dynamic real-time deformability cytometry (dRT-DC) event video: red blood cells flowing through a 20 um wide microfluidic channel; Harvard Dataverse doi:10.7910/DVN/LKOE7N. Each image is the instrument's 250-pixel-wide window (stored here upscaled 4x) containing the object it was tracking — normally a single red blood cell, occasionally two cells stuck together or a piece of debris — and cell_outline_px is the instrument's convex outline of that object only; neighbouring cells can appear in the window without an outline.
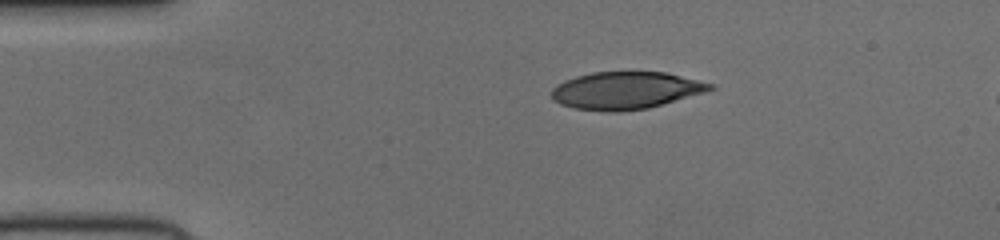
{"species": "human", "species_latin": "Homo sapiens", "temperature_condition": "cold", "stored_images_in_passage": 42, "camera_frame_rate_fps": 3000, "um_per_image_px": 0.085, "donor": {"sex": "female"}, "frame": {"image": 1, "passage_image": 1, "time_ms": 0.0, "image_size_px": [1000, 240], "cell_outline_px": [[716, 88], [704, 92], [648, 108], [616, 112], [612, 112], [576, 108], [560, 104], [552, 100], [552, 88], [564, 80], [576, 76], [592, 72], [664, 72], [712, 84]], "centroid_in_image_um": [53.14, 7.69], "position_along_channel_um": 31.9, "area_um2": 34.1}}
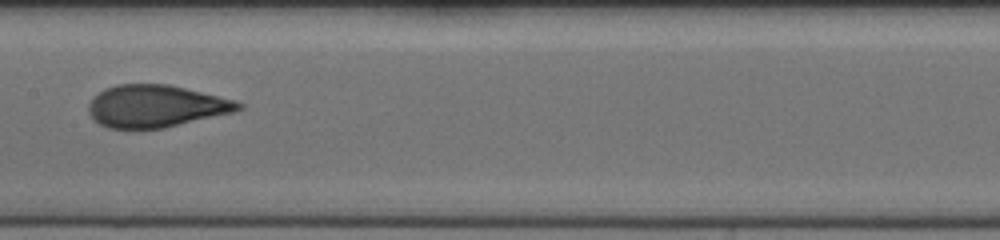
{"frame": {"image": 2, "passage_image": 17, "time_ms": 5.333, "image_size_px": [1000, 240], "cell_outline_px": [[244, 108], [232, 112], [164, 128], [108, 128], [100, 124], [88, 112], [88, 104], [104, 88], [116, 84], [168, 84], [236, 100], [244, 104]], "centroid_in_image_um": [13.26, 9.01], "position_along_channel_um": 194.1, "area_um2": 36.59}}
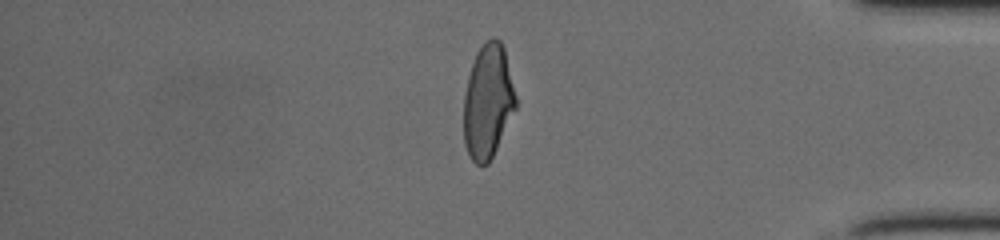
{"frame": {"image": 3, "passage_image": 34, "time_ms": 11.0, "image_size_px": [1000, 240], "cell_outline_px": [[516, 108], [488, 164], [480, 168], [472, 160], [464, 144], [464, 96], [468, 76], [476, 52], [492, 36], [496, 36], [500, 40], [504, 48], [516, 96]], "centroid_in_image_um": [41.46, 8.63], "position_along_channel_um": 393.7, "area_um2": 34.45}}